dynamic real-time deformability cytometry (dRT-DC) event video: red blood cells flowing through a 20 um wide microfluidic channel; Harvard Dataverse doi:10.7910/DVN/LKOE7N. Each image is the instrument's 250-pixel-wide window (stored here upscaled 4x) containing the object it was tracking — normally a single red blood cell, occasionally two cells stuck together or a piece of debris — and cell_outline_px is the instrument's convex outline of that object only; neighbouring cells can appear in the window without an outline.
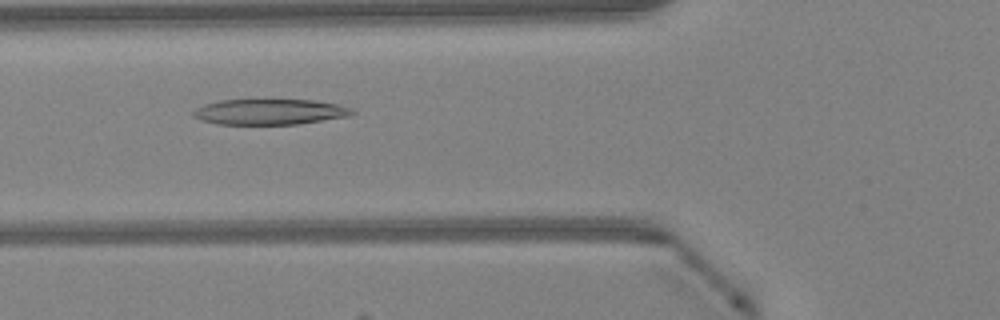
{"species": "Egyptian fruit bat (a non-hibernating species)", "species_latin": "Rousettus aegyptiacus", "temperature_condition": "warm", "stored_images_in_passage": 47, "camera_frame_rate_fps": 3000, "um_per_image_px": 0.085, "animal": {"sex": "female"}, "frame": {"image": 1, "passage_image": 17, "time_ms": 5.333, "image_size_px": [1000, 320], "cell_outline_px": [[356, 112], [348, 116], [296, 124], [220, 124], [200, 120], [192, 116], [192, 112], [196, 108], [204, 104], [220, 100], [312, 100], [336, 104], [352, 108]], "centroid_in_image_um": [22.89, 9.5], "position_along_channel_um": 102.9, "area_um2": 23.52}}
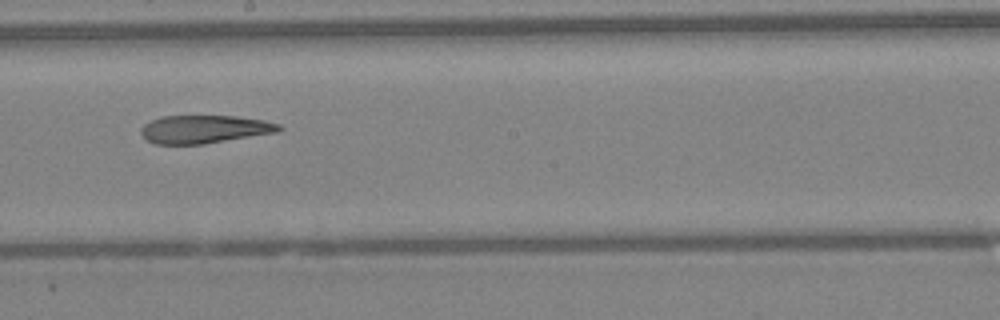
{"frame": {"image": 2, "passage_image": 26, "time_ms": 8.333, "image_size_px": [1000, 320], "cell_outline_px": [[284, 128], [276, 132], [204, 144], [156, 144], [148, 140], [140, 132], [140, 128], [144, 124], [160, 116], [236, 116], [264, 120], [280, 124]], "centroid_in_image_um": [17.37, 10.98], "position_along_channel_um": 230.8, "area_um2": 22.48}}
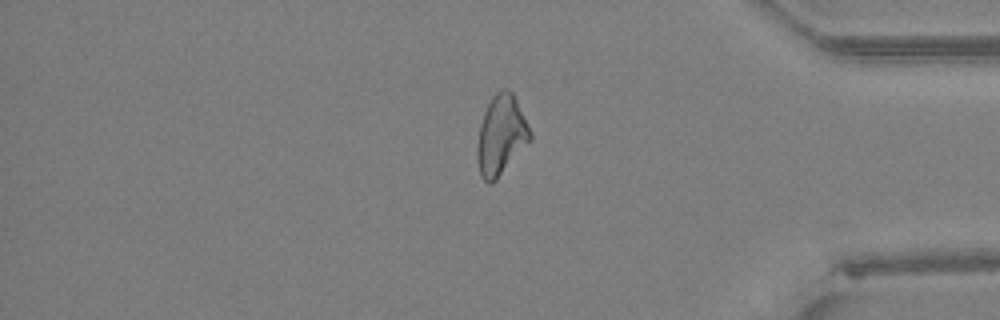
{"frame": {"image": 3, "passage_image": 39, "time_ms": 12.667, "image_size_px": [1000, 320], "cell_outline_px": [[532, 140], [496, 180], [492, 184], [488, 184], [480, 176], [476, 156], [476, 148], [480, 124], [484, 112], [492, 96], [500, 88], [508, 88], [512, 92], [532, 132]], "centroid_in_image_um": [42.59, 11.51], "position_along_channel_um": 392.6, "area_um2": 24.85}, "authors_computed_cell_mechanics": {"area_um2": 24.7384, "velocity_mm_per_s": 4.2873, "shape_relaxation_time_tau1_ms": null, "shape_relaxation_time_tau2_ms": 8.6726, "deformation_change_tau1": null, "deformation_change_tau2": 0.2371}}